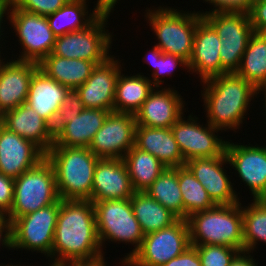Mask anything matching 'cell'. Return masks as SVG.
Here are the masks:
<instances>
[{"label": "cell", "instance_id": "obj_1", "mask_svg": "<svg viewBox=\"0 0 266 266\" xmlns=\"http://www.w3.org/2000/svg\"><path fill=\"white\" fill-rule=\"evenodd\" d=\"M90 200H61L54 232L52 265L103 256Z\"/></svg>", "mask_w": 266, "mask_h": 266}, {"label": "cell", "instance_id": "obj_2", "mask_svg": "<svg viewBox=\"0 0 266 266\" xmlns=\"http://www.w3.org/2000/svg\"><path fill=\"white\" fill-rule=\"evenodd\" d=\"M200 83L207 122L224 132L229 129L236 133L256 97V88L235 73L214 76Z\"/></svg>", "mask_w": 266, "mask_h": 266}, {"label": "cell", "instance_id": "obj_3", "mask_svg": "<svg viewBox=\"0 0 266 266\" xmlns=\"http://www.w3.org/2000/svg\"><path fill=\"white\" fill-rule=\"evenodd\" d=\"M51 163L61 200H90L94 171L100 158L89 148L52 146L45 154Z\"/></svg>", "mask_w": 266, "mask_h": 266}, {"label": "cell", "instance_id": "obj_4", "mask_svg": "<svg viewBox=\"0 0 266 266\" xmlns=\"http://www.w3.org/2000/svg\"><path fill=\"white\" fill-rule=\"evenodd\" d=\"M242 205H216L189 216L191 245H222L244 251Z\"/></svg>", "mask_w": 266, "mask_h": 266}, {"label": "cell", "instance_id": "obj_5", "mask_svg": "<svg viewBox=\"0 0 266 266\" xmlns=\"http://www.w3.org/2000/svg\"><path fill=\"white\" fill-rule=\"evenodd\" d=\"M146 9L145 18L158 40L156 46L163 53L179 56L188 63L193 51L196 27L203 19L202 15L198 11H179L160 5L155 9L154 6Z\"/></svg>", "mask_w": 266, "mask_h": 266}, {"label": "cell", "instance_id": "obj_6", "mask_svg": "<svg viewBox=\"0 0 266 266\" xmlns=\"http://www.w3.org/2000/svg\"><path fill=\"white\" fill-rule=\"evenodd\" d=\"M93 205L102 251H104L103 248L107 242L110 243V241L114 243L118 241V244L123 242L134 247L118 263L121 266H127V261L140 249L144 238L130 199L102 200L93 203Z\"/></svg>", "mask_w": 266, "mask_h": 266}, {"label": "cell", "instance_id": "obj_7", "mask_svg": "<svg viewBox=\"0 0 266 266\" xmlns=\"http://www.w3.org/2000/svg\"><path fill=\"white\" fill-rule=\"evenodd\" d=\"M59 200L55 172L45 157L36 166L14 179V199L6 216L7 222L11 224L16 218Z\"/></svg>", "mask_w": 266, "mask_h": 266}, {"label": "cell", "instance_id": "obj_8", "mask_svg": "<svg viewBox=\"0 0 266 266\" xmlns=\"http://www.w3.org/2000/svg\"><path fill=\"white\" fill-rule=\"evenodd\" d=\"M60 200L35 212L20 216L11 223V250L42 253L52 263L54 232ZM27 249V250H26Z\"/></svg>", "mask_w": 266, "mask_h": 266}, {"label": "cell", "instance_id": "obj_9", "mask_svg": "<svg viewBox=\"0 0 266 266\" xmlns=\"http://www.w3.org/2000/svg\"><path fill=\"white\" fill-rule=\"evenodd\" d=\"M109 15H100L87 28L56 37L52 54L67 59H82L96 65L112 55L113 33L107 28Z\"/></svg>", "mask_w": 266, "mask_h": 266}, {"label": "cell", "instance_id": "obj_10", "mask_svg": "<svg viewBox=\"0 0 266 266\" xmlns=\"http://www.w3.org/2000/svg\"><path fill=\"white\" fill-rule=\"evenodd\" d=\"M202 18L221 39V75L236 73L254 29L249 14L207 13Z\"/></svg>", "mask_w": 266, "mask_h": 266}, {"label": "cell", "instance_id": "obj_11", "mask_svg": "<svg viewBox=\"0 0 266 266\" xmlns=\"http://www.w3.org/2000/svg\"><path fill=\"white\" fill-rule=\"evenodd\" d=\"M190 246L187 219H177L168 227L144 235L140 249L127 261V266H160Z\"/></svg>", "mask_w": 266, "mask_h": 266}, {"label": "cell", "instance_id": "obj_12", "mask_svg": "<svg viewBox=\"0 0 266 266\" xmlns=\"http://www.w3.org/2000/svg\"><path fill=\"white\" fill-rule=\"evenodd\" d=\"M9 24L13 27L12 33L18 37L22 51L15 60L40 63L52 53L56 36L49 27L46 16L30 13L17 7L8 9Z\"/></svg>", "mask_w": 266, "mask_h": 266}, {"label": "cell", "instance_id": "obj_13", "mask_svg": "<svg viewBox=\"0 0 266 266\" xmlns=\"http://www.w3.org/2000/svg\"><path fill=\"white\" fill-rule=\"evenodd\" d=\"M184 115L171 127V130L185 162L194 158L221 156L225 152L227 140L218 136L217 132L223 131L208 122L204 127L203 123L198 122V117L191 113L188 118Z\"/></svg>", "mask_w": 266, "mask_h": 266}, {"label": "cell", "instance_id": "obj_14", "mask_svg": "<svg viewBox=\"0 0 266 266\" xmlns=\"http://www.w3.org/2000/svg\"><path fill=\"white\" fill-rule=\"evenodd\" d=\"M135 115L111 111L89 145L98 158L123 159L135 145Z\"/></svg>", "mask_w": 266, "mask_h": 266}, {"label": "cell", "instance_id": "obj_15", "mask_svg": "<svg viewBox=\"0 0 266 266\" xmlns=\"http://www.w3.org/2000/svg\"><path fill=\"white\" fill-rule=\"evenodd\" d=\"M259 146L234 144L230 140L225 148L230 166L248 186L253 200L261 199L266 193V146Z\"/></svg>", "mask_w": 266, "mask_h": 266}, {"label": "cell", "instance_id": "obj_16", "mask_svg": "<svg viewBox=\"0 0 266 266\" xmlns=\"http://www.w3.org/2000/svg\"><path fill=\"white\" fill-rule=\"evenodd\" d=\"M226 164L230 165L225 152L219 157L190 159L185 164L216 205H231L241 200L224 169Z\"/></svg>", "mask_w": 266, "mask_h": 266}, {"label": "cell", "instance_id": "obj_17", "mask_svg": "<svg viewBox=\"0 0 266 266\" xmlns=\"http://www.w3.org/2000/svg\"><path fill=\"white\" fill-rule=\"evenodd\" d=\"M115 56L96 65L90 77L75 89L85 108L113 111L116 84L123 64Z\"/></svg>", "mask_w": 266, "mask_h": 266}, {"label": "cell", "instance_id": "obj_18", "mask_svg": "<svg viewBox=\"0 0 266 266\" xmlns=\"http://www.w3.org/2000/svg\"><path fill=\"white\" fill-rule=\"evenodd\" d=\"M174 88L155 87L135 114L137 125L171 128L186 112V102Z\"/></svg>", "mask_w": 266, "mask_h": 266}, {"label": "cell", "instance_id": "obj_19", "mask_svg": "<svg viewBox=\"0 0 266 266\" xmlns=\"http://www.w3.org/2000/svg\"><path fill=\"white\" fill-rule=\"evenodd\" d=\"M45 158V153L0 124V173L17 178Z\"/></svg>", "mask_w": 266, "mask_h": 266}, {"label": "cell", "instance_id": "obj_20", "mask_svg": "<svg viewBox=\"0 0 266 266\" xmlns=\"http://www.w3.org/2000/svg\"><path fill=\"white\" fill-rule=\"evenodd\" d=\"M0 60V112L14 109L26 103L33 74L39 65L32 61H20L11 57ZM4 60V61H3Z\"/></svg>", "mask_w": 266, "mask_h": 266}, {"label": "cell", "instance_id": "obj_21", "mask_svg": "<svg viewBox=\"0 0 266 266\" xmlns=\"http://www.w3.org/2000/svg\"><path fill=\"white\" fill-rule=\"evenodd\" d=\"M135 193L123 159H99L94 171L91 202L130 199Z\"/></svg>", "mask_w": 266, "mask_h": 266}, {"label": "cell", "instance_id": "obj_22", "mask_svg": "<svg viewBox=\"0 0 266 266\" xmlns=\"http://www.w3.org/2000/svg\"><path fill=\"white\" fill-rule=\"evenodd\" d=\"M220 42L216 31L202 19L197 24L192 55L187 63L188 72L197 74L201 82L221 75Z\"/></svg>", "mask_w": 266, "mask_h": 266}, {"label": "cell", "instance_id": "obj_23", "mask_svg": "<svg viewBox=\"0 0 266 266\" xmlns=\"http://www.w3.org/2000/svg\"><path fill=\"white\" fill-rule=\"evenodd\" d=\"M2 125L22 138L33 142L45 154L52 147V127L26 103L2 114Z\"/></svg>", "mask_w": 266, "mask_h": 266}, {"label": "cell", "instance_id": "obj_24", "mask_svg": "<svg viewBox=\"0 0 266 266\" xmlns=\"http://www.w3.org/2000/svg\"><path fill=\"white\" fill-rule=\"evenodd\" d=\"M69 91V88L38 69L31 79L26 104L53 128L60 106Z\"/></svg>", "mask_w": 266, "mask_h": 266}, {"label": "cell", "instance_id": "obj_25", "mask_svg": "<svg viewBox=\"0 0 266 266\" xmlns=\"http://www.w3.org/2000/svg\"><path fill=\"white\" fill-rule=\"evenodd\" d=\"M135 146L157 157L168 168L186 164L171 128L136 125Z\"/></svg>", "mask_w": 266, "mask_h": 266}, {"label": "cell", "instance_id": "obj_26", "mask_svg": "<svg viewBox=\"0 0 266 266\" xmlns=\"http://www.w3.org/2000/svg\"><path fill=\"white\" fill-rule=\"evenodd\" d=\"M109 110L84 108L78 116L64 124L55 134L52 146L88 148L107 119Z\"/></svg>", "mask_w": 266, "mask_h": 266}, {"label": "cell", "instance_id": "obj_27", "mask_svg": "<svg viewBox=\"0 0 266 266\" xmlns=\"http://www.w3.org/2000/svg\"><path fill=\"white\" fill-rule=\"evenodd\" d=\"M42 70L49 78L54 79L70 90H75L81 86L90 77L94 62L82 59H67L53 55L52 53L45 57L39 64Z\"/></svg>", "mask_w": 266, "mask_h": 266}, {"label": "cell", "instance_id": "obj_28", "mask_svg": "<svg viewBox=\"0 0 266 266\" xmlns=\"http://www.w3.org/2000/svg\"><path fill=\"white\" fill-rule=\"evenodd\" d=\"M120 71L116 84L113 111L136 114L155 86L149 77L137 73L125 75Z\"/></svg>", "mask_w": 266, "mask_h": 266}, {"label": "cell", "instance_id": "obj_29", "mask_svg": "<svg viewBox=\"0 0 266 266\" xmlns=\"http://www.w3.org/2000/svg\"><path fill=\"white\" fill-rule=\"evenodd\" d=\"M89 1V0H88ZM87 0H69L55 13L46 16L49 27L56 37L79 31L91 25L101 14L88 11Z\"/></svg>", "mask_w": 266, "mask_h": 266}, {"label": "cell", "instance_id": "obj_30", "mask_svg": "<svg viewBox=\"0 0 266 266\" xmlns=\"http://www.w3.org/2000/svg\"><path fill=\"white\" fill-rule=\"evenodd\" d=\"M135 192H145L167 168L157 157L135 145L123 157Z\"/></svg>", "mask_w": 266, "mask_h": 266}, {"label": "cell", "instance_id": "obj_31", "mask_svg": "<svg viewBox=\"0 0 266 266\" xmlns=\"http://www.w3.org/2000/svg\"><path fill=\"white\" fill-rule=\"evenodd\" d=\"M130 202L144 235L168 227L178 219L146 192H135Z\"/></svg>", "mask_w": 266, "mask_h": 266}, {"label": "cell", "instance_id": "obj_32", "mask_svg": "<svg viewBox=\"0 0 266 266\" xmlns=\"http://www.w3.org/2000/svg\"><path fill=\"white\" fill-rule=\"evenodd\" d=\"M235 74L255 88L266 84V33L254 32Z\"/></svg>", "mask_w": 266, "mask_h": 266}, {"label": "cell", "instance_id": "obj_33", "mask_svg": "<svg viewBox=\"0 0 266 266\" xmlns=\"http://www.w3.org/2000/svg\"><path fill=\"white\" fill-rule=\"evenodd\" d=\"M145 192L178 219H183V201L178 185V168L167 167Z\"/></svg>", "mask_w": 266, "mask_h": 266}, {"label": "cell", "instance_id": "obj_34", "mask_svg": "<svg viewBox=\"0 0 266 266\" xmlns=\"http://www.w3.org/2000/svg\"><path fill=\"white\" fill-rule=\"evenodd\" d=\"M178 185L182 194L183 219L216 206L205 188L186 166L178 167Z\"/></svg>", "mask_w": 266, "mask_h": 266}, {"label": "cell", "instance_id": "obj_35", "mask_svg": "<svg viewBox=\"0 0 266 266\" xmlns=\"http://www.w3.org/2000/svg\"><path fill=\"white\" fill-rule=\"evenodd\" d=\"M251 201L242 206V214L244 251L253 254L258 242L266 244V205L260 199Z\"/></svg>", "mask_w": 266, "mask_h": 266}, {"label": "cell", "instance_id": "obj_36", "mask_svg": "<svg viewBox=\"0 0 266 266\" xmlns=\"http://www.w3.org/2000/svg\"><path fill=\"white\" fill-rule=\"evenodd\" d=\"M196 247L202 266H229L238 249L222 245H193Z\"/></svg>", "mask_w": 266, "mask_h": 266}, {"label": "cell", "instance_id": "obj_37", "mask_svg": "<svg viewBox=\"0 0 266 266\" xmlns=\"http://www.w3.org/2000/svg\"><path fill=\"white\" fill-rule=\"evenodd\" d=\"M182 66V70L186 69L188 72L187 62L179 56H175L168 53H162L159 58H156L155 63V72L152 74V78L149 77L150 81L155 87L162 88V84L164 83V77L169 75L172 77L174 70L178 68V66ZM152 79V80H151ZM163 79V80H162Z\"/></svg>", "mask_w": 266, "mask_h": 266}, {"label": "cell", "instance_id": "obj_38", "mask_svg": "<svg viewBox=\"0 0 266 266\" xmlns=\"http://www.w3.org/2000/svg\"><path fill=\"white\" fill-rule=\"evenodd\" d=\"M83 102L75 90H70L60 106L55 124L52 128L55 134L64 124L71 121L73 116H78L84 109Z\"/></svg>", "mask_w": 266, "mask_h": 266}, {"label": "cell", "instance_id": "obj_39", "mask_svg": "<svg viewBox=\"0 0 266 266\" xmlns=\"http://www.w3.org/2000/svg\"><path fill=\"white\" fill-rule=\"evenodd\" d=\"M69 0H9V7L47 16L55 13L64 6Z\"/></svg>", "mask_w": 266, "mask_h": 266}, {"label": "cell", "instance_id": "obj_40", "mask_svg": "<svg viewBox=\"0 0 266 266\" xmlns=\"http://www.w3.org/2000/svg\"><path fill=\"white\" fill-rule=\"evenodd\" d=\"M255 0H203V2H208L212 5V10L201 11L199 13L204 16L207 13H246L252 9L253 2Z\"/></svg>", "mask_w": 266, "mask_h": 266}, {"label": "cell", "instance_id": "obj_41", "mask_svg": "<svg viewBox=\"0 0 266 266\" xmlns=\"http://www.w3.org/2000/svg\"><path fill=\"white\" fill-rule=\"evenodd\" d=\"M14 199V178L0 173V211L9 214Z\"/></svg>", "mask_w": 266, "mask_h": 266}, {"label": "cell", "instance_id": "obj_42", "mask_svg": "<svg viewBox=\"0 0 266 266\" xmlns=\"http://www.w3.org/2000/svg\"><path fill=\"white\" fill-rule=\"evenodd\" d=\"M249 16L254 32L266 33V0H255Z\"/></svg>", "mask_w": 266, "mask_h": 266}, {"label": "cell", "instance_id": "obj_43", "mask_svg": "<svg viewBox=\"0 0 266 266\" xmlns=\"http://www.w3.org/2000/svg\"><path fill=\"white\" fill-rule=\"evenodd\" d=\"M160 266H202L195 246L191 245L181 255Z\"/></svg>", "mask_w": 266, "mask_h": 266}, {"label": "cell", "instance_id": "obj_44", "mask_svg": "<svg viewBox=\"0 0 266 266\" xmlns=\"http://www.w3.org/2000/svg\"><path fill=\"white\" fill-rule=\"evenodd\" d=\"M251 252L241 251L231 261L229 266H258Z\"/></svg>", "mask_w": 266, "mask_h": 266}, {"label": "cell", "instance_id": "obj_45", "mask_svg": "<svg viewBox=\"0 0 266 266\" xmlns=\"http://www.w3.org/2000/svg\"><path fill=\"white\" fill-rule=\"evenodd\" d=\"M120 0H97V3L93 6V9H96L101 15H109L115 9L114 6L119 3Z\"/></svg>", "mask_w": 266, "mask_h": 266}, {"label": "cell", "instance_id": "obj_46", "mask_svg": "<svg viewBox=\"0 0 266 266\" xmlns=\"http://www.w3.org/2000/svg\"><path fill=\"white\" fill-rule=\"evenodd\" d=\"M104 256L105 255L94 260L71 261L60 266H106L107 262L105 261Z\"/></svg>", "mask_w": 266, "mask_h": 266}, {"label": "cell", "instance_id": "obj_47", "mask_svg": "<svg viewBox=\"0 0 266 266\" xmlns=\"http://www.w3.org/2000/svg\"><path fill=\"white\" fill-rule=\"evenodd\" d=\"M0 245L11 250V224L9 222L0 229Z\"/></svg>", "mask_w": 266, "mask_h": 266}, {"label": "cell", "instance_id": "obj_48", "mask_svg": "<svg viewBox=\"0 0 266 266\" xmlns=\"http://www.w3.org/2000/svg\"><path fill=\"white\" fill-rule=\"evenodd\" d=\"M8 9H9V0H0V41H1V38H3L2 41L4 40V37H1V36L4 34V33H2L4 31V29H3L4 25H5L4 22H6L4 20V18H5V15H6V17H8ZM0 48H2V45L0 46ZM1 57H2V55H1V51H0V60H1Z\"/></svg>", "mask_w": 266, "mask_h": 266}, {"label": "cell", "instance_id": "obj_49", "mask_svg": "<svg viewBox=\"0 0 266 266\" xmlns=\"http://www.w3.org/2000/svg\"><path fill=\"white\" fill-rule=\"evenodd\" d=\"M163 52H162V50L159 48V47H157L156 45H154V47L151 49V51L146 55L145 54V58H143V60L145 59V60H147V61H144V62H148L147 64H149V66H151L150 68H154V69H152V73H151V75L155 72V63H156V58H159V56L162 54ZM147 57V58H146Z\"/></svg>", "mask_w": 266, "mask_h": 266}, {"label": "cell", "instance_id": "obj_50", "mask_svg": "<svg viewBox=\"0 0 266 266\" xmlns=\"http://www.w3.org/2000/svg\"><path fill=\"white\" fill-rule=\"evenodd\" d=\"M260 93V95H261V93H262V95H264V103H262V104H264L263 105V108H265L264 109V111L265 112H263L264 114H265V120H266V84L265 85H261V86H259V87H257L256 88V96H259L258 94ZM266 122H264V124H265Z\"/></svg>", "mask_w": 266, "mask_h": 266}, {"label": "cell", "instance_id": "obj_51", "mask_svg": "<svg viewBox=\"0 0 266 266\" xmlns=\"http://www.w3.org/2000/svg\"><path fill=\"white\" fill-rule=\"evenodd\" d=\"M7 223L6 215L0 211V229Z\"/></svg>", "mask_w": 266, "mask_h": 266}, {"label": "cell", "instance_id": "obj_52", "mask_svg": "<svg viewBox=\"0 0 266 266\" xmlns=\"http://www.w3.org/2000/svg\"><path fill=\"white\" fill-rule=\"evenodd\" d=\"M0 266H21V264L19 265V264H17V265H13V263H11V264H5V263H1L0 264ZM22 266H24V265H22ZM26 266V265H25ZM28 266V265H27ZM31 266V265H30Z\"/></svg>", "mask_w": 266, "mask_h": 266}, {"label": "cell", "instance_id": "obj_53", "mask_svg": "<svg viewBox=\"0 0 266 266\" xmlns=\"http://www.w3.org/2000/svg\"><path fill=\"white\" fill-rule=\"evenodd\" d=\"M266 205V193L260 199Z\"/></svg>", "mask_w": 266, "mask_h": 266}, {"label": "cell", "instance_id": "obj_54", "mask_svg": "<svg viewBox=\"0 0 266 266\" xmlns=\"http://www.w3.org/2000/svg\"><path fill=\"white\" fill-rule=\"evenodd\" d=\"M0 124H2V113L0 112Z\"/></svg>", "mask_w": 266, "mask_h": 266}, {"label": "cell", "instance_id": "obj_55", "mask_svg": "<svg viewBox=\"0 0 266 266\" xmlns=\"http://www.w3.org/2000/svg\"><path fill=\"white\" fill-rule=\"evenodd\" d=\"M33 266V265H32ZM48 266H60V265H52L51 263H50V265H48Z\"/></svg>", "mask_w": 266, "mask_h": 266}]
</instances>
